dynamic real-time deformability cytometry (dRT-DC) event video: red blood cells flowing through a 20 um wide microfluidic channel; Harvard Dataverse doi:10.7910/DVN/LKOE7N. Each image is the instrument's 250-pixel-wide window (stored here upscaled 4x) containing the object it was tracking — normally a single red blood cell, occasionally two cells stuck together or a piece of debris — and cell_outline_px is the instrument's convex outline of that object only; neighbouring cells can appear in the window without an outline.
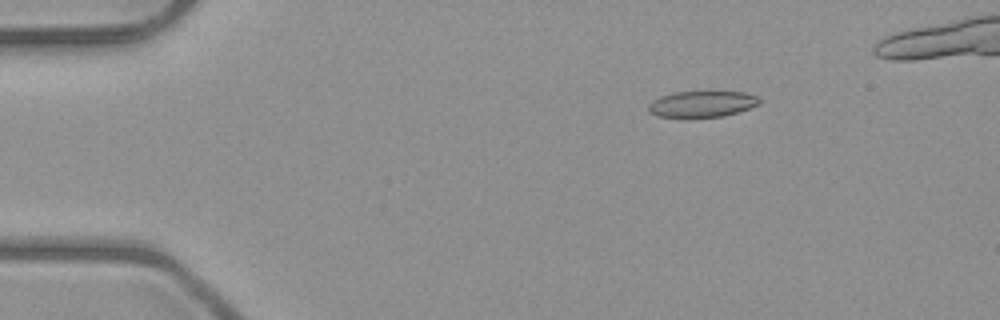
{"species": "common noctule bat (a hibernating species)", "species_latin": "Nyctalus noctula", "temperature_condition": "room temperature", "stored_images_in_passage": 6, "camera_frame_rate_fps": 3000, "um_per_image_px": 0.085, "animal": {"sex": "male", "body_mass_g": 23.1, "forearm_length_mm": 52.7}, "frame": {"image": 1, "passage_image": 3, "time_ms": 2.333, "image_size_px": [1000, 320], "cell_outline_px": [[760, 104], [724, 116], [688, 120], [656, 116], [648, 112], [648, 104], [652, 100], [660, 96], [676, 92], [744, 92], [756, 96], [760, 100]], "centroid_in_image_um": [59.58, 8.89], "position_along_channel_um": 25.4, "area_um2": 17.51}}